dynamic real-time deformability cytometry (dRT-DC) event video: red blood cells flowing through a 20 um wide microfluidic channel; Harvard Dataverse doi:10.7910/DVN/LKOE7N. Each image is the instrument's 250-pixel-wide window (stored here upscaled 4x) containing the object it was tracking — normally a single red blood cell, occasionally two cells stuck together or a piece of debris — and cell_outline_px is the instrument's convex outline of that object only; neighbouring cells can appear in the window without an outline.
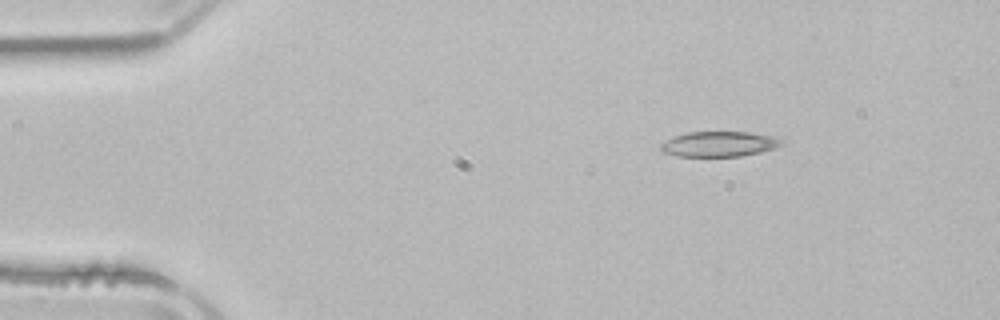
{"species": "common noctule bat (a hibernating species)", "species_latin": "Nyctalus noctula", "temperature_condition": "room temperature", "stored_images_in_passage": 3, "camera_frame_rate_fps": 3000, "um_per_image_px": 0.085, "animal": {"sex": "male", "body_mass_g": 21.5, "forearm_length_mm": 52.0}, "frame": {"image": 1, "passage_image": 1, "time_ms": 0.0, "image_size_px": [1000, 320], "cell_outline_px": [[788, 140], [784, 144], [776, 148], [760, 152], [740, 156], [676, 156], [664, 152], [660, 148], [660, 144], [664, 140], [672, 136], [688, 132], [748, 132], [772, 136]], "centroid_in_image_um": [61.15, 12.23], "position_along_channel_um": 23.8, "area_um2": 17.98}}
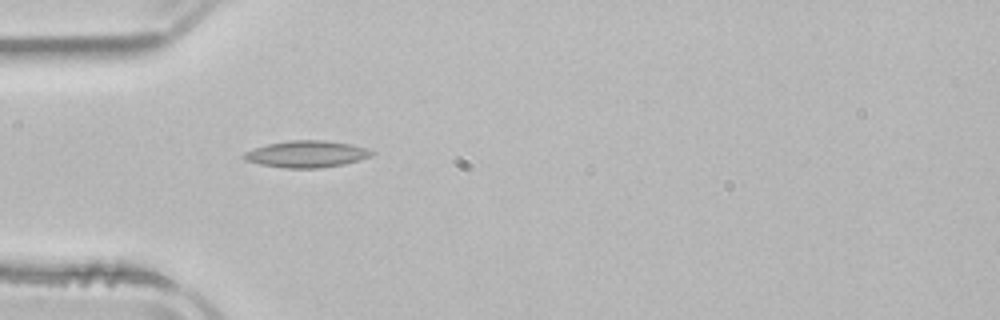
{"frame": {"image": 2, "passage_image": 3, "time_ms": 2.667, "image_size_px": [1000, 320], "cell_outline_px": [[376, 152], [372, 156], [360, 160], [344, 164], [320, 168], [284, 168], [260, 164], [244, 160], [240, 156], [244, 152], [268, 144], [288, 140], [324, 140], [348, 144], [364, 148]], "centroid_in_image_um": [26.04, 13.1], "position_along_channel_um": 59.0, "area_um2": 19.88}}